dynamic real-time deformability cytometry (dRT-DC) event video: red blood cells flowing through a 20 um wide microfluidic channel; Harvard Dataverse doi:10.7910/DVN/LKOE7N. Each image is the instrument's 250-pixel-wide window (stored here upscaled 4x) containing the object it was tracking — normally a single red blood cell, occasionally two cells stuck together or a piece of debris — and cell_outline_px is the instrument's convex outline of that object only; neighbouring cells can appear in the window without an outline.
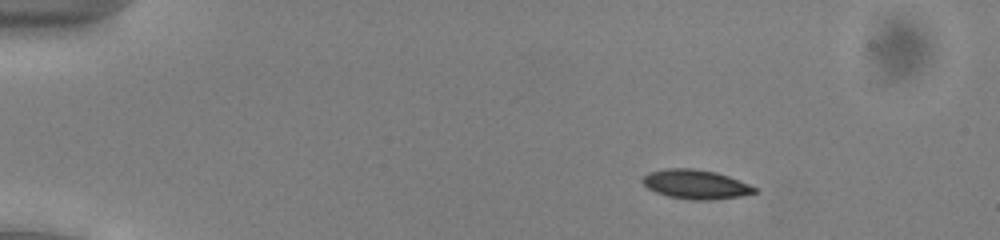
{"species": "common noctule bat (a hibernating species)", "species_latin": "Nyctalus noctula", "temperature_condition": "cold", "stored_images_in_passage": 52, "camera_frame_rate_fps": 3000, "um_per_image_px": 0.085, "animal": {"sex": "male", "body_mass_g": 13.0, "forearm_length_mm": 53.1}, "frame": {"image": 1, "passage_image": 8, "time_ms": 2.333, "image_size_px": [1000, 240], "cell_outline_px": [[756, 192], [740, 196], [708, 200], [692, 200], [668, 196], [656, 192], [648, 188], [640, 180], [648, 172], [664, 168], [692, 168], [716, 172], [728, 176], [748, 184], [756, 188]], "centroid_in_image_um": [59.09, 15.66], "position_along_channel_um": 25.9, "area_um2": 18.96}}
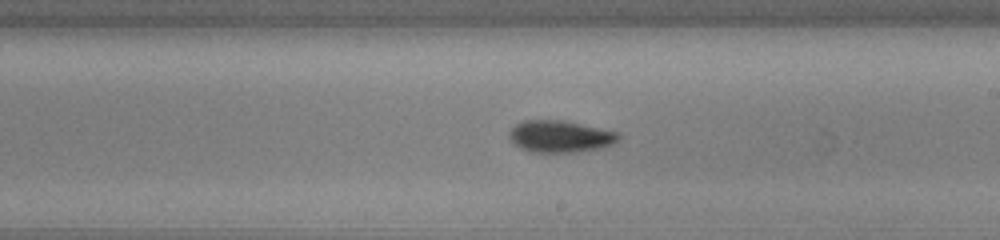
{"frame": {"image": 2, "passage_image": 31, "time_ms": 10.0, "image_size_px": [1000, 240], "cell_outline_px": [[624, 136], [620, 140], [604, 148], [576, 152], [532, 152], [520, 148], [512, 144], [508, 136], [508, 132], [516, 124], [524, 120], [560, 120], [620, 132]], "centroid_in_image_um": [47.64, 11.61], "position_along_channel_um": 241.4, "area_um2": 20.63}}
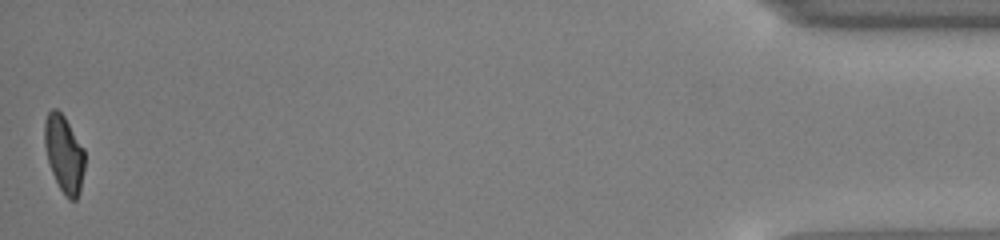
{"frame": {"image": 3, "passage_image": 52, "time_ms": 17.0, "image_size_px": [1000, 240], "cell_outline_px": [[84, 168], [80, 192], [76, 200], [68, 200], [64, 196], [52, 172], [48, 160], [44, 144], [44, 120], [48, 112], [52, 108], [56, 108], [64, 116], [84, 148]], "centroid_in_image_um": [5.44, 13.08], "position_along_channel_um": 429.8, "area_um2": 18.09}, "authors_computed_cell_mechanics": {"area_um2": 18.9295, "velocity_mm_per_s": 3.9497, "shape_relaxation_time_tau1_ms": 2.4074, "shape_relaxation_time_tau2_ms": 10.9236, "deformation_change_tau1": 0.0939, "deformation_change_tau2": 0.1653}}